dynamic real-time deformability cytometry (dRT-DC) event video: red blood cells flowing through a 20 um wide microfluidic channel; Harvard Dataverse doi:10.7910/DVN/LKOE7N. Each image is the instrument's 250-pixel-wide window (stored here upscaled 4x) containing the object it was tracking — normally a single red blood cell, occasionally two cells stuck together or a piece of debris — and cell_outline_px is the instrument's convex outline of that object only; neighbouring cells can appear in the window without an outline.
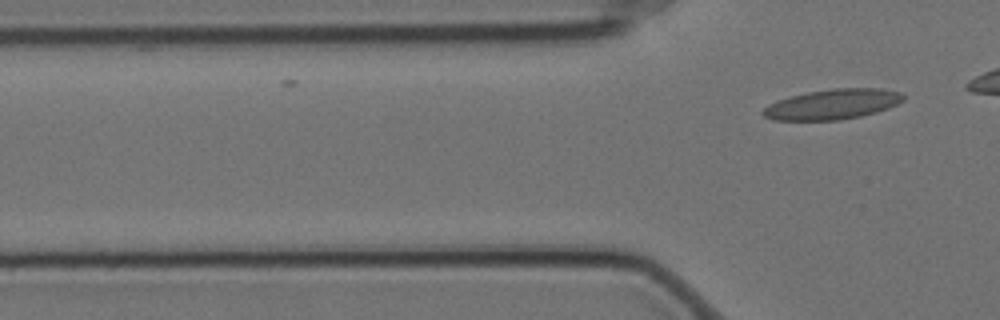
{"species": "Egyptian fruit bat (a non-hibernating species)", "species_latin": "Rousettus aegyptiacus", "temperature_condition": "cold", "stored_images_in_passage": 3, "camera_frame_rate_fps": 3000, "um_per_image_px": 0.085, "animal": {"sex": "female"}, "frame": {"image": 1, "passage_image": 3, "time_ms": 0.667, "image_size_px": [1000, 320], "cell_outline_px": [[904, 100], [888, 108], [876, 112], [860, 116], [840, 120], [772, 120], [764, 116], [760, 112], [768, 104], [792, 96], [808, 92], [832, 88], [880, 88], [900, 92], [904, 96]], "centroid_in_image_um": [70.77, 8.86], "position_along_channel_um": 55.0, "area_um2": 24.57}}